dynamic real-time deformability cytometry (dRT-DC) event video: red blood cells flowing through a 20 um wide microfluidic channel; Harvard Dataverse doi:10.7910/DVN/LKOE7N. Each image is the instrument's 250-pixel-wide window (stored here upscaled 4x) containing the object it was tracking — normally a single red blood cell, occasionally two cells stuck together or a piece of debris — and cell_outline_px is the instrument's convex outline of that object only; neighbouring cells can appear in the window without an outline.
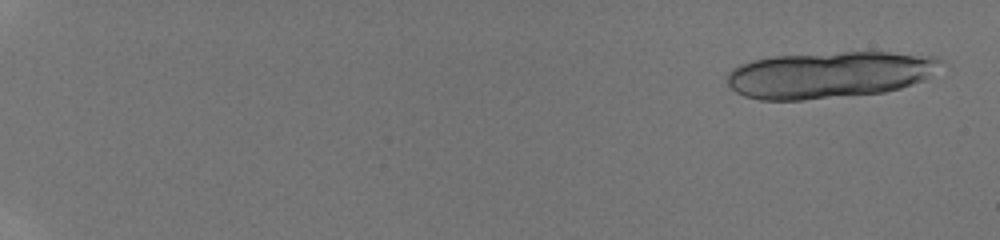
{"species": "human", "species_latin": "Homo sapiens", "temperature_condition": "room temperature", "stored_images_in_passage": 11, "camera_frame_rate_fps": 3000, "um_per_image_px": 0.085, "donor": {"sex": "male"}, "frame": {"image": 1, "passage_image": 2, "time_ms": 0.333, "image_size_px": [1000, 240], "cell_outline_px": [[944, 60], [936, 72], [932, 76], [924, 80], [900, 88], [884, 92], [804, 100], [760, 100], [744, 96], [736, 92], [728, 84], [728, 72], [732, 68], [740, 64], [752, 60], [772, 56], [840, 52], [892, 52], [936, 56]], "centroid_in_image_um": [70.52, 6.35], "position_along_channel_um": 14.5, "area_um2": 58.38}}